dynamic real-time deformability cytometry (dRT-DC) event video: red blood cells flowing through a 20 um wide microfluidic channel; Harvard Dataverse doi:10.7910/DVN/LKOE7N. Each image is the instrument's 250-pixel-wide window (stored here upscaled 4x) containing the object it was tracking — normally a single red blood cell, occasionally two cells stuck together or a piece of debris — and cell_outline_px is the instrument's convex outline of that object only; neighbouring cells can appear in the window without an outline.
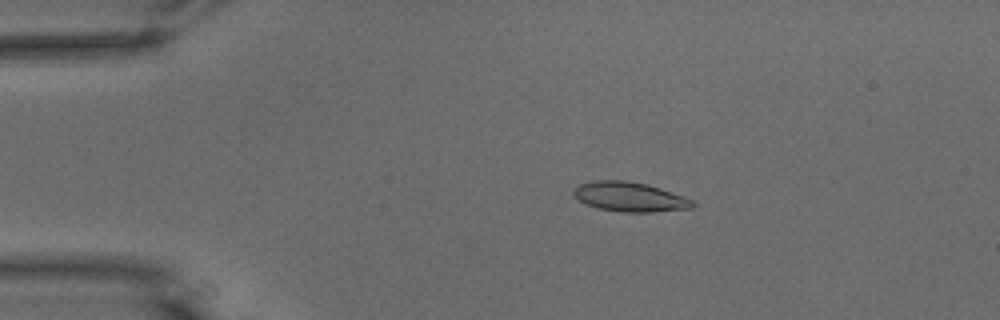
{"species": "common noctule bat (a hibernating species)", "species_latin": "Nyctalus noctula", "temperature_condition": "warm", "stored_images_in_passage": 55, "camera_frame_rate_fps": 3000, "um_per_image_px": 0.085, "animal": {"sex": "male", "body_mass_g": 15.6}, "frame": {"image": 1, "passage_image": 10, "time_ms": 3.0, "image_size_px": [1000, 320], "cell_outline_px": [[696, 204], [692, 208], [652, 212], [620, 212], [596, 208], [584, 204], [572, 192], [572, 188], [580, 184], [596, 180], [624, 180], [648, 184], [684, 196], [692, 200]], "centroid_in_image_um": [53.51, 16.73], "position_along_channel_um": 31.5, "area_um2": 20.63}}
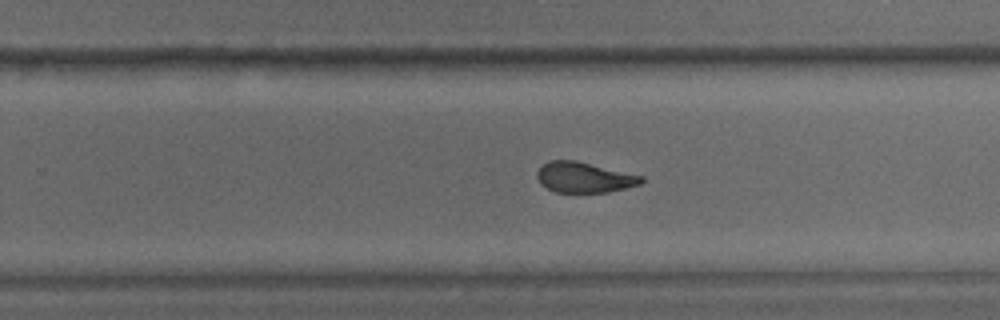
{"frame": {"image": 2, "passage_image": 35, "time_ms": 11.333, "image_size_px": [1000, 320], "cell_outline_px": [[644, 180], [640, 184], [608, 192], [556, 192], [540, 184], [536, 176], [536, 172], [548, 160], [576, 160], [644, 176]], "centroid_in_image_um": [49.65, 15.07], "position_along_channel_um": 280.2, "area_um2": 18.5}}
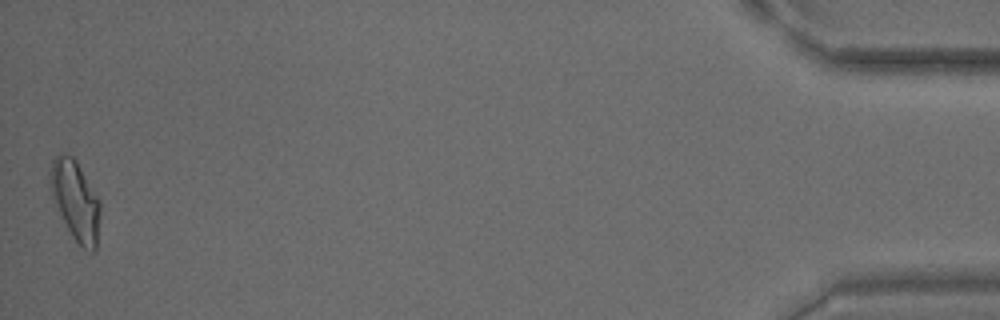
{"frame": {"image": 3, "passage_image": 55, "time_ms": 18.0, "image_size_px": [1000, 320], "cell_outline_px": [[100, 212], [96, 248], [92, 252], [84, 248], [72, 236], [52, 196], [48, 172], [52, 160], [56, 156], [72, 156], [76, 160], [100, 200]], "centroid_in_image_um": [6.42, 17.02], "position_along_channel_um": 428.8, "area_um2": 22.66}, "authors_computed_cell_mechanics": {"area_um2": 19.8832, "velocity_mm_per_s": 3.5919, "shape_relaxation_time_tau1_ms": 6.2471, "shape_relaxation_time_tau2_ms": 1.1785, "deformation_change_tau1": 0.2075, "deformation_change_tau2": 0.0774}}